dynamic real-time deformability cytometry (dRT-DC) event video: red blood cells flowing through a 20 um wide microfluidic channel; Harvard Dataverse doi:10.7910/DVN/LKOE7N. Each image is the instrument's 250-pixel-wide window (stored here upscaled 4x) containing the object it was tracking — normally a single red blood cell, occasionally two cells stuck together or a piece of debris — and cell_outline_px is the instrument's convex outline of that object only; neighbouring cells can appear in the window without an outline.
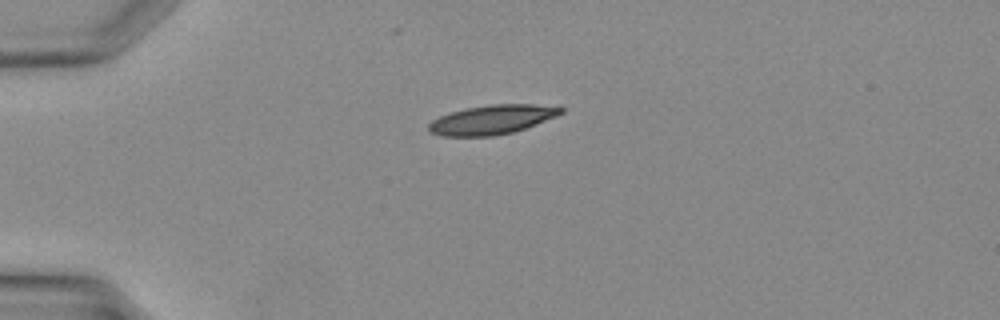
{"species": "Egyptian fruit bat (a non-hibernating species)", "species_latin": "Rousettus aegyptiacus", "temperature_condition": "warm", "stored_images_in_passage": 29, "camera_frame_rate_fps": 3000, "um_per_image_px": 0.085, "animal": {"sex": "female"}, "frame": {"image": 1, "passage_image": 1, "time_ms": 0.0, "image_size_px": [1000, 320], "cell_outline_px": [[564, 112], [556, 116], [536, 124], [512, 132], [492, 136], [440, 136], [428, 132], [428, 124], [432, 120], [440, 116], [464, 108], [492, 104], [532, 104], [564, 108]], "centroid_in_image_um": [41.77, 10.17], "position_along_channel_um": 43.2, "area_um2": 22.43}}
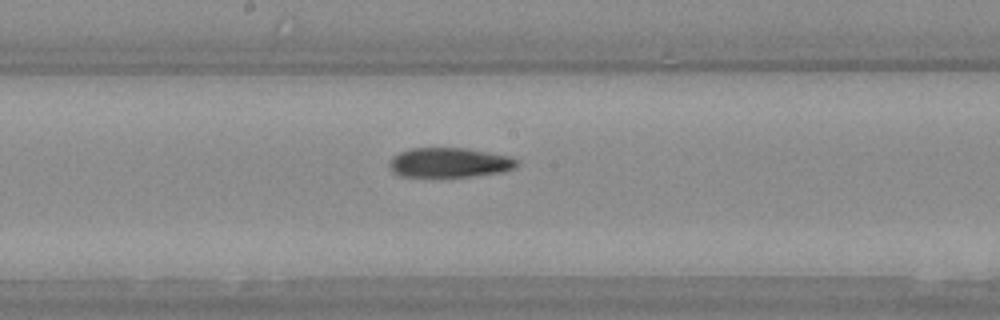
{"frame": {"image": 2, "passage_image": 12, "time_ms": 3.667, "image_size_px": [1000, 320], "cell_outline_px": [[520, 164], [516, 168], [504, 172], [472, 176], [400, 176], [392, 172], [388, 164], [392, 156], [400, 152], [412, 148], [464, 148], [512, 156]], "centroid_in_image_um": [38.23, 13.82], "position_along_channel_um": 210.0, "area_um2": 22.14}}
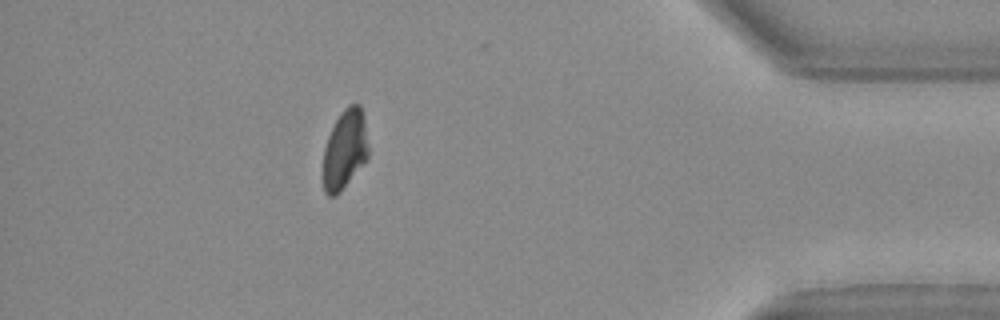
{"frame": {"image": 3, "passage_image": 25, "time_ms": 8.0, "image_size_px": [1000, 320], "cell_outline_px": [[368, 156], [340, 192], [336, 196], [328, 196], [324, 192], [324, 148], [328, 136], [340, 112], [348, 104], [360, 104], [364, 116], [368, 144]], "centroid_in_image_um": [29.31, 12.67], "position_along_channel_um": 405.9, "area_um2": 20.69}}